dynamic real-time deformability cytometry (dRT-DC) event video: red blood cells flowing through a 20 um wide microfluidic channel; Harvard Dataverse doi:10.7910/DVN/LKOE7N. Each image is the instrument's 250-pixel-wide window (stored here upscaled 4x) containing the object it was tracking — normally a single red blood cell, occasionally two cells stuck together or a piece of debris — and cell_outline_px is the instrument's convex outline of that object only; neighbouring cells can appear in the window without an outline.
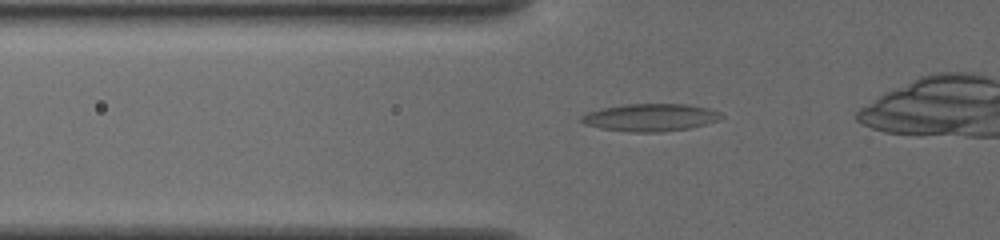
{"species": "common noctule bat (a hibernating species)", "species_latin": "Nyctalus noctula", "temperature_condition": "cold", "stored_images_in_passage": 39, "camera_frame_rate_fps": 3000, "um_per_image_px": 0.085, "animal": {"sex": "female", "body_mass_g": 19.5, "forearm_length_mm": 54.1}, "frame": {"image": 1, "passage_image": 10, "time_ms": 3.0, "image_size_px": [1000, 240], "cell_outline_px": [[724, 116], [716, 120], [704, 124], [688, 128], [656, 132], [636, 132], [600, 128], [584, 124], [580, 120], [580, 116], [588, 112], [600, 108], [624, 104], [688, 104], [708, 108], [720, 112]], "centroid_in_image_um": [55.24, 9.97], "position_along_channel_um": 70.6, "area_um2": 22.25}}
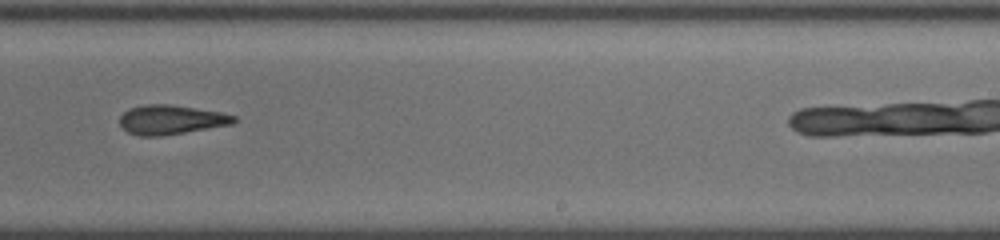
{"frame": {"image": 2, "passage_image": 26, "time_ms": 8.333, "image_size_px": [1000, 240], "cell_outline_px": [[236, 120], [232, 124], [160, 136], [140, 136], [128, 132], [120, 124], [120, 116], [128, 108], [144, 104], [172, 104], [220, 112], [236, 116]], "centroid_in_image_um": [14.51, 10.16], "position_along_channel_um": 274.5, "area_um2": 19.42}}
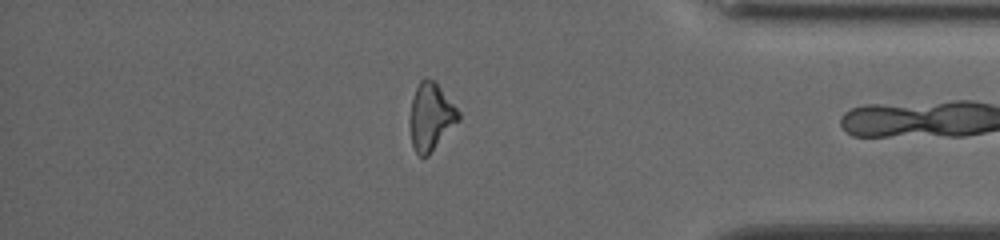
{"frame": {"image": 3, "passage_image": 37, "time_ms": 12.0, "image_size_px": [1000, 240], "cell_outline_px": [[460, 120], [428, 156], [420, 156], [416, 152], [412, 144], [412, 100], [416, 88], [420, 80], [424, 76], [436, 80], [460, 112]], "centroid_in_image_um": [36.68, 9.87], "position_along_channel_um": 398.5, "area_um2": 18.84}, "authors_computed_cell_mechanics": {"area_um2": 19.5942, "velocity_mm_per_s": 3.8948, "shape_relaxation_time_tau1_ms": null, "shape_relaxation_time_tau2_ms": 7.1451, "deformation_change_tau1": null, "deformation_change_tau2": 0.2063}}